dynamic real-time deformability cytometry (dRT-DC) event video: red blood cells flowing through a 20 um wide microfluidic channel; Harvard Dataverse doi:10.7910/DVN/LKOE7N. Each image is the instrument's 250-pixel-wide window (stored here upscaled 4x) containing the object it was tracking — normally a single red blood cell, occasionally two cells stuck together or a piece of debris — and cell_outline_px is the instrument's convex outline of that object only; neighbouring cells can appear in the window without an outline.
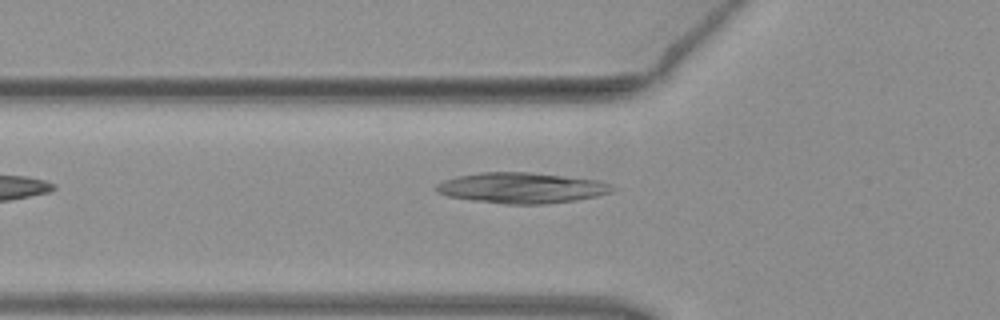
{"species": "common noctule bat (a hibernating species)", "species_latin": "Nyctalus noctula", "temperature_condition": "warm", "stored_images_in_passage": 5, "camera_frame_rate_fps": 3000, "um_per_image_px": 0.085, "animal": {"sex": "female", "body_mass_g": 19.3, "forearm_length_mm": 54.1}, "frame": {"image": 1, "passage_image": 5, "time_ms": 1.333, "image_size_px": [1000, 320], "cell_outline_px": [[616, 188], [612, 192], [596, 196], [576, 200], [544, 204], [504, 204], [472, 200], [448, 196], [436, 192], [436, 184], [444, 180], [456, 176], [480, 172], [528, 172], [596, 180], [612, 184]], "centroid_in_image_um": [44.32, 15.97], "position_along_channel_um": 81.5, "area_um2": 31.39}}